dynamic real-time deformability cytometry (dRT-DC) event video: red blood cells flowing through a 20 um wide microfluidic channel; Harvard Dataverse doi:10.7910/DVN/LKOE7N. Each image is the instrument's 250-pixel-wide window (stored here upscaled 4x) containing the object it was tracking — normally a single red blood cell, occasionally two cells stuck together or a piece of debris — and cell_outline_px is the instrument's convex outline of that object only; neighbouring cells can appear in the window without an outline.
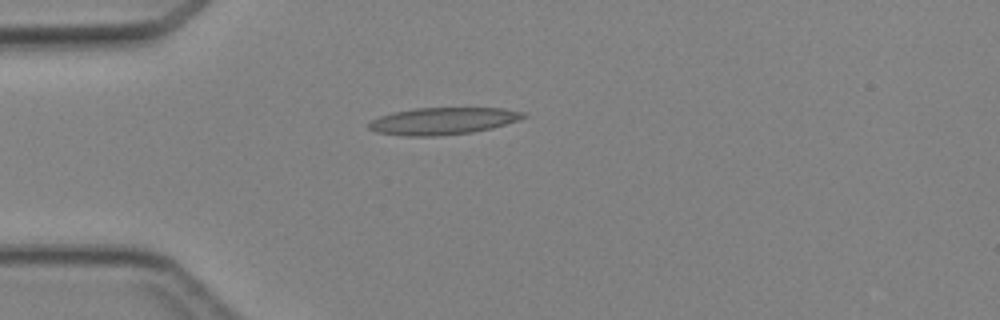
{"species": "Egyptian fruit bat (a non-hibernating species)", "species_latin": "Rousettus aegyptiacus", "temperature_condition": "cold", "stored_images_in_passage": 2, "camera_frame_rate_fps": 3000, "um_per_image_px": 0.085, "animal": {"sex": "female"}, "frame": {"image": 1, "passage_image": 2, "time_ms": 2.0, "image_size_px": [1000, 320], "cell_outline_px": [[528, 116], [520, 120], [492, 128], [472, 132], [436, 136], [408, 136], [376, 132], [368, 128], [368, 124], [372, 120], [380, 116], [392, 112], [416, 108], [504, 108], [528, 112]], "centroid_in_image_um": [37.71, 10.28], "position_along_channel_um": 47.3, "area_um2": 24.51}}